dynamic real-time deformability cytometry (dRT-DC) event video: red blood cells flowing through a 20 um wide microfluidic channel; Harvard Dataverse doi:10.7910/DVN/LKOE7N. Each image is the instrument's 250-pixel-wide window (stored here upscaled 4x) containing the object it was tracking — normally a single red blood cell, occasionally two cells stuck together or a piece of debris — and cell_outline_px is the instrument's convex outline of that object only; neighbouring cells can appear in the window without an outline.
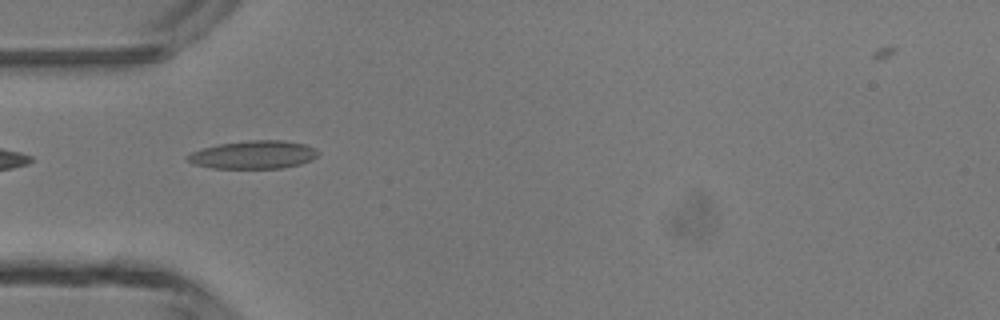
{"species": "common noctule bat (a hibernating species)", "species_latin": "Nyctalus noctula", "temperature_condition": "room temperature", "stored_images_in_passage": 29, "camera_frame_rate_fps": 3000, "um_per_image_px": 0.085, "animal": {"sex": "male", "body_mass_g": 13.3}, "frame": {"image": 1, "passage_image": 1, "time_ms": 0.0, "image_size_px": [1000, 320], "cell_outline_px": [[320, 152], [312, 160], [300, 164], [280, 168], [212, 168], [192, 164], [184, 156], [192, 152], [204, 148], [220, 144], [248, 140], [284, 140], [304, 144], [316, 148]], "centroid_in_image_um": [21.56, 13.15], "position_along_channel_um": 63.4, "area_um2": 21.39}}
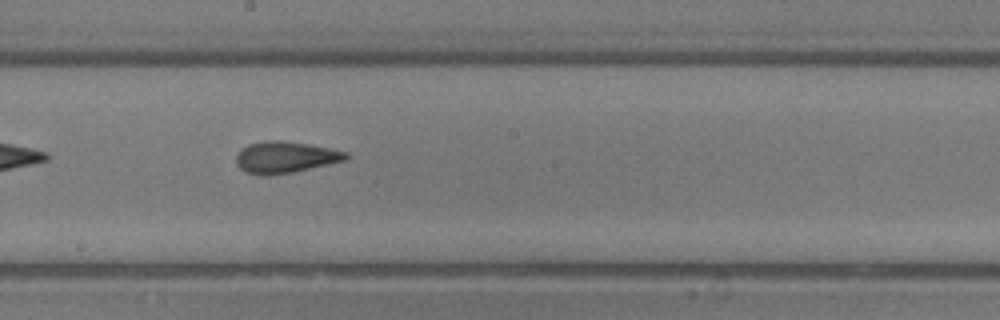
{"frame": {"image": 2, "passage_image": 12, "time_ms": 3.667, "image_size_px": [1000, 320], "cell_outline_px": [[348, 156], [344, 160], [328, 164], [292, 172], [268, 176], [260, 176], [248, 172], [240, 168], [236, 164], [236, 156], [248, 144], [268, 140], [280, 140], [308, 144], [348, 152]], "centroid_in_image_um": [24.22, 13.37], "position_along_channel_um": 224.0, "area_um2": 19.88}}
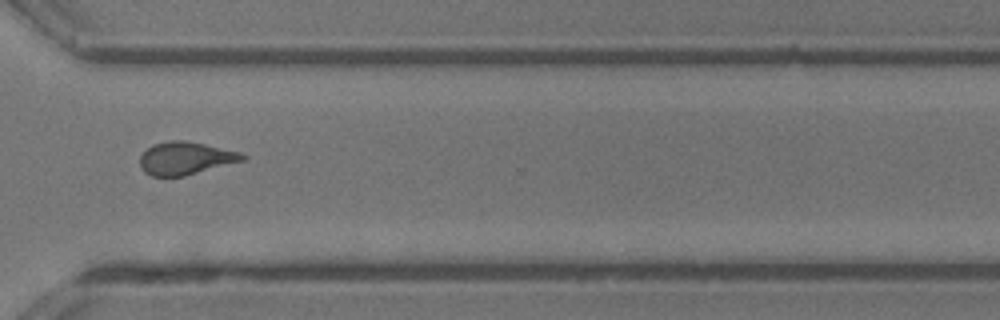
{"frame": {"image": 3, "passage_image": 21, "time_ms": 6.667, "image_size_px": [1000, 320], "cell_outline_px": [[248, 156], [244, 160], [184, 176], [152, 176], [144, 172], [140, 168], [140, 156], [152, 144], [172, 140], [184, 140], [204, 144], [240, 152]], "centroid_in_image_um": [15.75, 13.45], "position_along_channel_um": 354.9, "area_um2": 19.48}, "authors_computed_cell_mechanics": {"area_um2": 19.5942, "velocity_mm_per_s": 4.3774, "shape_relaxation_time_tau1_ms": 8.7281, "shape_relaxation_time_tau2_ms": 1.6681, "deformation_change_tau1": 0.2218, "deformation_change_tau2": 0.1014}}